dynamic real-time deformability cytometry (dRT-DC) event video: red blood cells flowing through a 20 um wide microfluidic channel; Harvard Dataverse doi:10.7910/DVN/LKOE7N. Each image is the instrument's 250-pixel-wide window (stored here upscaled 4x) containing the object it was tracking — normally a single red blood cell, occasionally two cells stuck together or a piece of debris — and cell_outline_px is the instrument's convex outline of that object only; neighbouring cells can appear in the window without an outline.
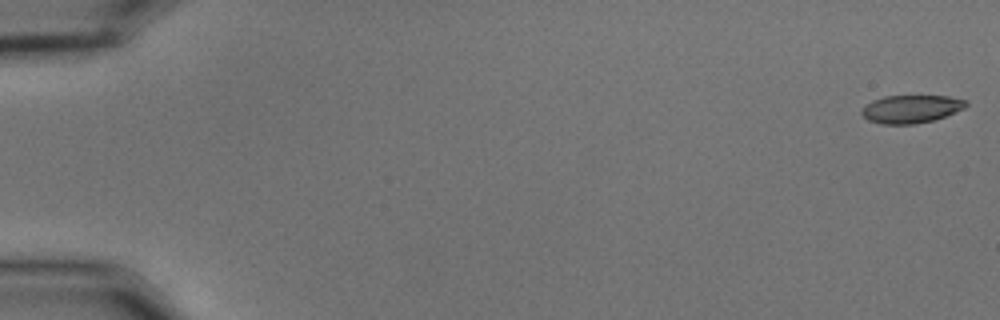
{"species": "common noctule bat (a hibernating species)", "species_latin": "Nyctalus noctula", "temperature_condition": "cold", "stored_images_in_passage": 56, "camera_frame_rate_fps": 3000, "um_per_image_px": 0.085, "animal": {"sex": "male", "body_mass_g": 15.6}, "frame": {"image": 1, "passage_image": 1, "time_ms": 0.0, "image_size_px": [1000, 320], "cell_outline_px": [[968, 104], [964, 108], [944, 116], [932, 120], [916, 124], [880, 124], [868, 120], [860, 112], [872, 100], [884, 96], [948, 96], [968, 100]], "centroid_in_image_um": [77.45, 9.26], "position_along_channel_um": 7.6, "area_um2": 16.88}}
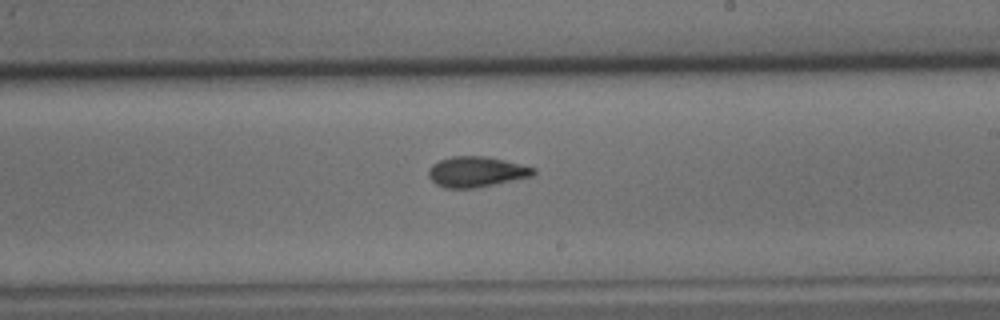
{"frame": {"image": 2, "passage_image": 34, "time_ms": 11.0, "image_size_px": [1000, 320], "cell_outline_px": [[536, 172], [532, 176], [472, 188], [444, 188], [436, 184], [428, 176], [428, 168], [432, 164], [440, 160], [452, 156], [484, 156], [504, 160], [536, 168]], "centroid_in_image_um": [40.45, 14.59], "position_along_channel_um": 248.5, "area_um2": 18.44}}
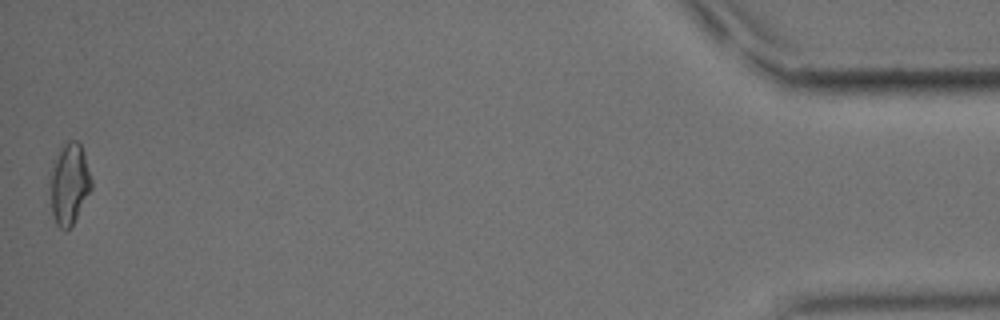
{"frame": {"image": 3, "passage_image": 56, "time_ms": 18.333, "image_size_px": [1000, 320], "cell_outline_px": [[92, 188], [72, 224], [64, 232], [56, 224], [52, 216], [52, 160], [60, 144], [64, 140], [76, 140], [80, 144], [92, 180]], "centroid_in_image_um": [5.88, 15.57], "position_along_channel_um": 429.3, "area_um2": 19.31}, "authors_computed_cell_mechanics": {"area_um2": 18.2937, "velocity_mm_per_s": 3.6174, "shape_relaxation_time_tau1_ms": 8.7169, "shape_relaxation_time_tau2_ms": 3.0201, "deformation_change_tau1": 0.201, "deformation_change_tau2": 0.1}}